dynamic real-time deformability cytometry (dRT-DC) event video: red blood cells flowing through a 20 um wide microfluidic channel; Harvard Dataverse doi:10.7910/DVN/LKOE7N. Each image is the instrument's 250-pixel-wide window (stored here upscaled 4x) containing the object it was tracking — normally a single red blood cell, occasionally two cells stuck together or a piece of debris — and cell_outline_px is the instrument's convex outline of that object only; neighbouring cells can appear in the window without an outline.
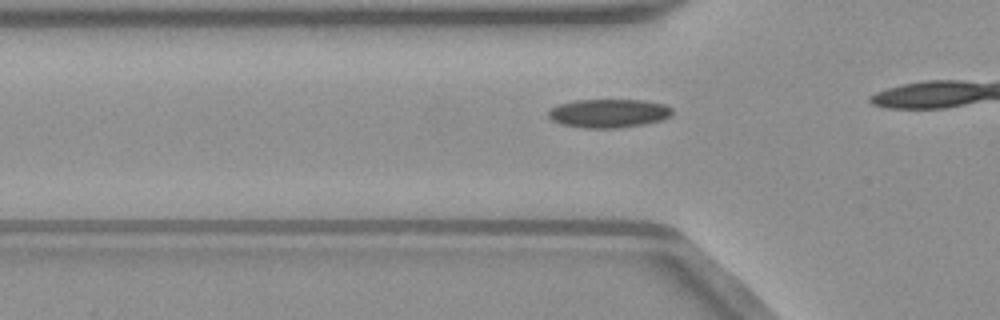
{"species": "common noctule bat (a hibernating species)", "species_latin": "Nyctalus noctula", "temperature_condition": "warm", "stored_images_in_passage": 16, "camera_frame_rate_fps": 3000, "um_per_image_px": 0.085, "animal": {"sex": "male", "body_mass_g": 23.1, "forearm_length_mm": 52.7}, "frame": {"image": 1, "passage_image": 11, "time_ms": 3.333, "image_size_px": [1000, 320], "cell_outline_px": [[672, 116], [648, 124], [616, 128], [584, 128], [560, 124], [552, 120], [548, 116], [548, 108], [560, 104], [576, 100], [644, 100], [664, 104], [672, 108]], "centroid_in_image_um": [51.74, 9.63], "position_along_channel_um": 74.1, "area_um2": 20.87}}
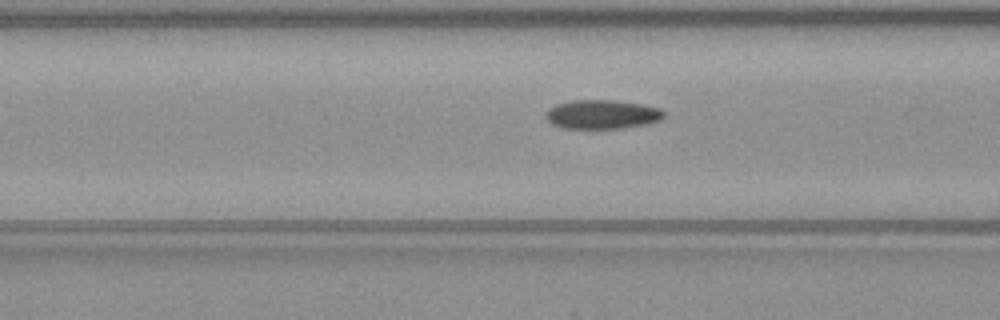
{"frame": {"image": 2, "passage_image": 14, "time_ms": 4.333, "image_size_px": [1000, 320], "cell_outline_px": [[664, 116], [660, 120], [648, 124], [620, 128], [564, 128], [552, 124], [544, 116], [548, 108], [556, 104], [572, 100], [616, 100], [640, 104], [660, 108], [664, 112]], "centroid_in_image_um": [51.16, 9.71], "position_along_channel_um": 115.4, "area_um2": 20.0}}